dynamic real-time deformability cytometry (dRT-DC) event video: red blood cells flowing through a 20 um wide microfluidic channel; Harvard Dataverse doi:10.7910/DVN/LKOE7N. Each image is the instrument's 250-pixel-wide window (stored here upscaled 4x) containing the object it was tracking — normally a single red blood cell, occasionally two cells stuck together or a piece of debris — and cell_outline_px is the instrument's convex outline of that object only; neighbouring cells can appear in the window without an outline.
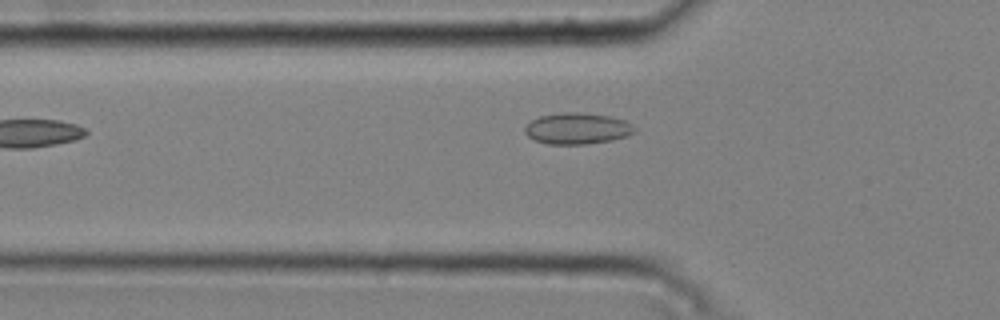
{"species": "common noctule bat (a hibernating species)", "species_latin": "Nyctalus noctula", "temperature_condition": "cold", "stored_images_in_passage": 33, "camera_frame_rate_fps": 3000, "um_per_image_px": 0.085, "animal": {"sex": "male", "body_mass_g": 20.4}, "frame": {"image": 1, "passage_image": 4, "time_ms": 1.0, "image_size_px": [1000, 320], "cell_outline_px": [[636, 132], [628, 136], [612, 140], [588, 144], [548, 144], [536, 140], [528, 136], [524, 132], [524, 128], [532, 120], [540, 116], [564, 112], [576, 112], [608, 116], [624, 120], [632, 124], [636, 128]], "centroid_in_image_um": [49.1, 10.93], "position_along_channel_um": 76.7, "area_um2": 19.94}}
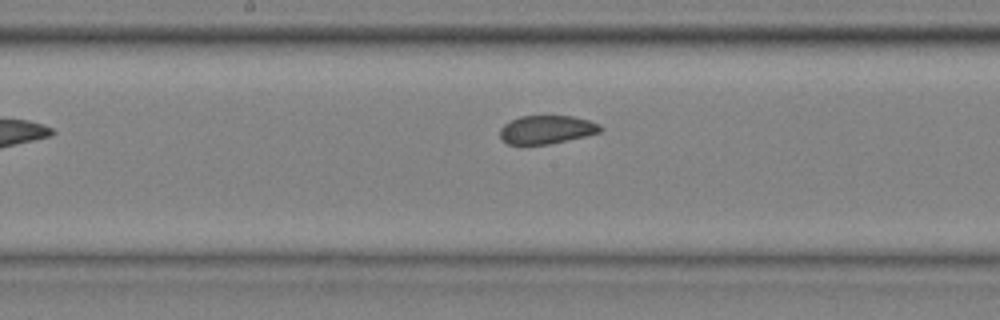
{"frame": {"image": 2, "passage_image": 14, "time_ms": 4.333, "image_size_px": [1000, 320], "cell_outline_px": [[604, 128], [600, 132], [584, 136], [548, 144], [508, 144], [500, 140], [500, 128], [504, 124], [520, 116], [572, 116], [588, 120], [600, 124]], "centroid_in_image_um": [46.45, 11.01], "position_along_channel_um": 201.8, "area_um2": 16.53}}
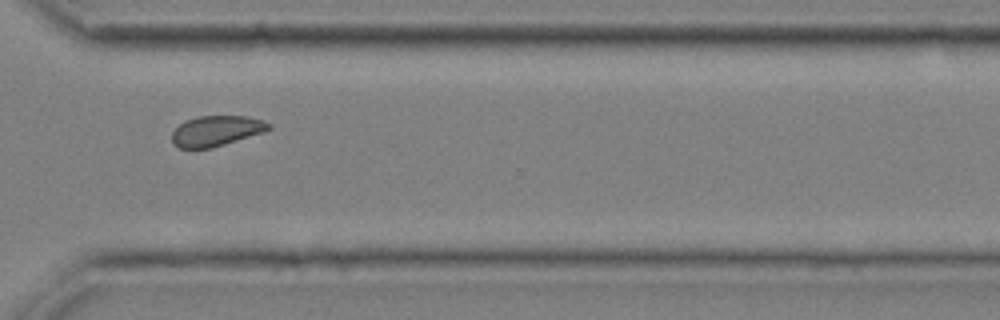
{"frame": {"image": 3, "passage_image": 26, "time_ms": 8.333, "image_size_px": [1000, 320], "cell_outline_px": [[272, 128], [264, 132], [212, 148], [180, 148], [172, 144], [172, 132], [184, 120], [196, 116], [248, 116], [264, 120]], "centroid_in_image_um": [18.37, 11.12], "position_along_channel_um": 352.2, "area_um2": 17.22}, "authors_computed_cell_mechanics": {"area_um2": 17.2822, "velocity_mm_per_s": 3.7495, "shape_relaxation_time_tau1_ms": null, "shape_relaxation_time_tau2_ms": 1.8541, "deformation_change_tau1": null, "deformation_change_tau2": 0.0542}}